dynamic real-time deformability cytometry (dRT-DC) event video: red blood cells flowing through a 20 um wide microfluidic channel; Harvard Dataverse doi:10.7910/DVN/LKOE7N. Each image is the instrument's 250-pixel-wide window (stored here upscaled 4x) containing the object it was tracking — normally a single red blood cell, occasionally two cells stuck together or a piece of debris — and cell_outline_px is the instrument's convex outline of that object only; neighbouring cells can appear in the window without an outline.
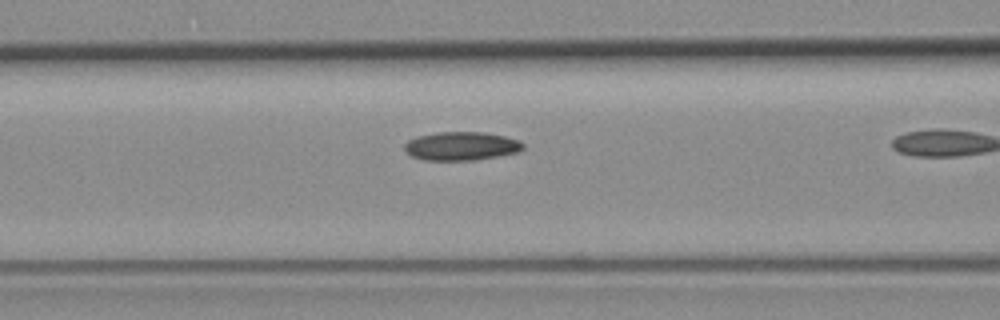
{"species": "common noctule bat (a hibernating species)", "species_latin": "Nyctalus noctula", "temperature_condition": "room temperature", "stored_images_in_passage": 10, "camera_frame_rate_fps": 3000, "um_per_image_px": 0.085, "animal": {"sex": "female", "body_mass_g": 19.3, "forearm_length_mm": 54.1}, "frame": {"image": 1, "passage_image": 9, "time_ms": 2.667, "image_size_px": [1000, 320], "cell_outline_px": [[524, 148], [516, 152], [476, 160], [424, 160], [412, 156], [404, 148], [404, 144], [408, 140], [416, 136], [436, 132], [484, 132], [504, 136], [520, 140], [524, 144]], "centroid_in_image_um": [39.2, 12.41], "position_along_channel_um": 127.4, "area_um2": 19.71}}